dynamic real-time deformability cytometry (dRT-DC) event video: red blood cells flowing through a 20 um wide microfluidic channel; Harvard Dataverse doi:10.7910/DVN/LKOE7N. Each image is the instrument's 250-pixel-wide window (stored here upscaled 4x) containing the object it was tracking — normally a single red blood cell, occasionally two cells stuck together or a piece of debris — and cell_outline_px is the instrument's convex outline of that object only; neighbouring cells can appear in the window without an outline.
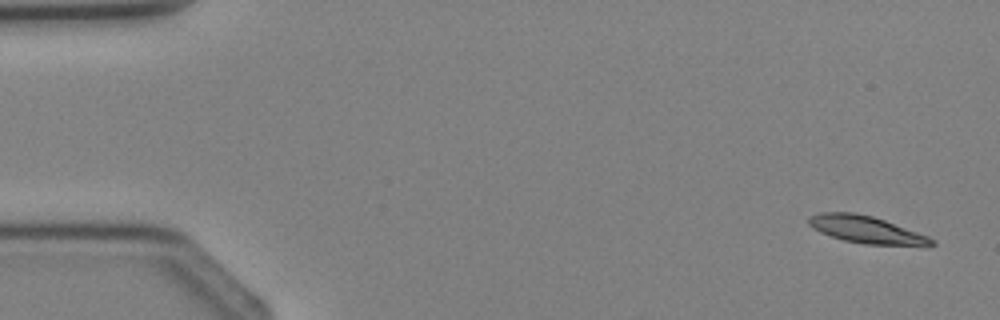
{"species": "Egyptian fruit bat (a non-hibernating species)", "species_latin": "Rousettus aegyptiacus", "temperature_condition": "cold", "stored_images_in_passage": 4, "segment_of_instrument_passage": [2, 2], "camera_frame_rate_fps": 3000, "um_per_image_px": 0.085, "animal": {"sex": "female"}, "frame": {"image": 1, "passage_image": 4, "time_ms": 4.333, "image_size_px": [1000, 320], "cell_outline_px": [[936, 244], [864, 244], [844, 240], [820, 232], [812, 228], [808, 224], [808, 216], [820, 212], [856, 212], [872, 216], [884, 220], [928, 236], [936, 240]], "centroid_in_image_um": [73.53, 19.48], "position_along_channel_um": 11.5, "area_um2": 19.07}}